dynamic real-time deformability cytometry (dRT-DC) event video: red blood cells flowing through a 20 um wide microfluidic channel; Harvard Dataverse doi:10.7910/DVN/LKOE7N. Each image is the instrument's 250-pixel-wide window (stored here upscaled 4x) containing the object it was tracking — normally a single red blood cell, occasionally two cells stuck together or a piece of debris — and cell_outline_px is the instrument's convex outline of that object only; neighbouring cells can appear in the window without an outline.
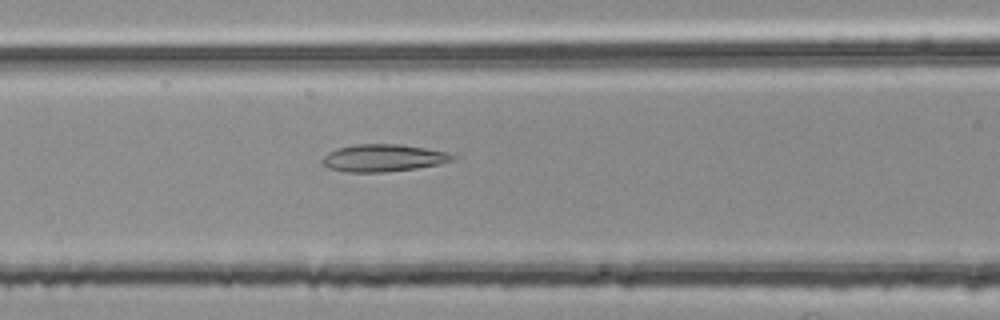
{"species": "common noctule bat (a hibernating species)", "species_latin": "Nyctalus noctula", "temperature_condition": "room temperature", "stored_images_in_passage": 44, "camera_frame_rate_fps": 3000, "um_per_image_px": 0.085, "animal": {"sex": "female", "body_mass_g": 25.1}, "frame": {"image": 1, "passage_image": 13, "time_ms": 4.0, "image_size_px": [1000, 320], "cell_outline_px": [[456, 156], [452, 160], [440, 164], [416, 168], [384, 172], [348, 172], [328, 168], [320, 160], [328, 152], [336, 148], [352, 144], [400, 144], [448, 152]], "centroid_in_image_um": [32.54, 13.42], "position_along_channel_um": 134.1, "area_um2": 20.75}}
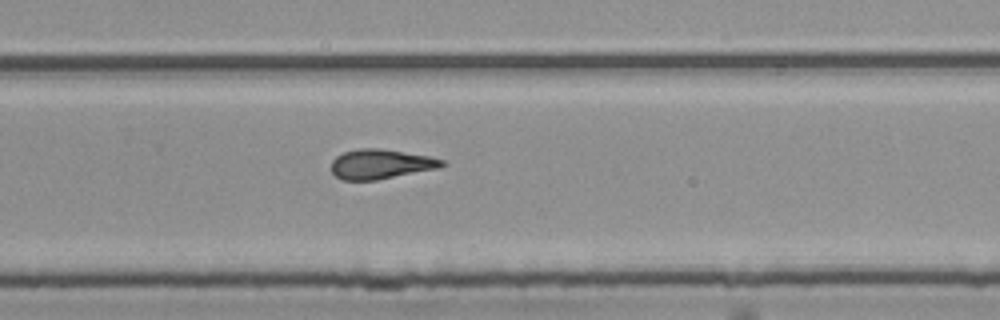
{"frame": {"image": 2, "passage_image": 26, "time_ms": 8.333, "image_size_px": [1000, 320], "cell_outline_px": [[448, 164], [440, 168], [376, 180], [340, 180], [332, 172], [332, 160], [336, 156], [344, 152], [356, 148], [380, 148], [428, 156], [444, 160]], "centroid_in_image_um": [32.37, 13.95], "position_along_channel_um": 297.4, "area_um2": 19.25}}
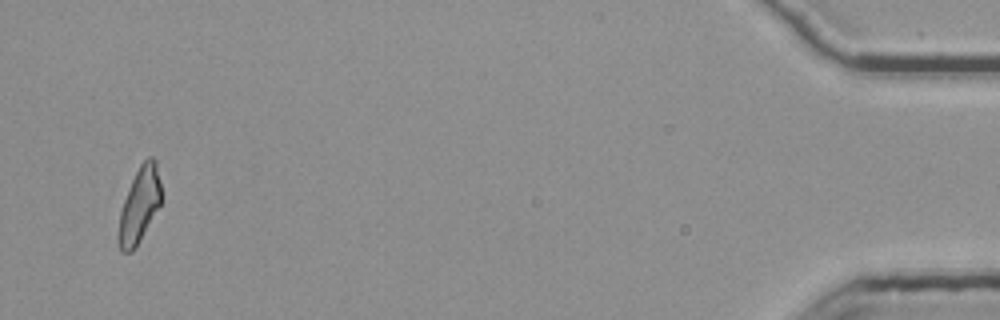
{"frame": {"image": 3, "passage_image": 43, "time_ms": 14.0, "image_size_px": [1000, 320], "cell_outline_px": [[164, 196], [160, 204], [132, 252], [120, 252], [116, 236], [120, 212], [124, 200], [132, 180], [140, 164], [148, 156], [152, 156], [156, 160]], "centroid_in_image_um": [11.86, 17.41], "position_along_channel_um": 423.3, "area_um2": 18.84}, "authors_computed_cell_mechanics": {"area_um2": 19.1896, "velocity_mm_per_s": 3.7814, "shape_relaxation_time_tau1_ms": null, "shape_relaxation_time_tau2_ms": 2.6576, "deformation_change_tau1": null, "deformation_change_tau2": 0.1377}}